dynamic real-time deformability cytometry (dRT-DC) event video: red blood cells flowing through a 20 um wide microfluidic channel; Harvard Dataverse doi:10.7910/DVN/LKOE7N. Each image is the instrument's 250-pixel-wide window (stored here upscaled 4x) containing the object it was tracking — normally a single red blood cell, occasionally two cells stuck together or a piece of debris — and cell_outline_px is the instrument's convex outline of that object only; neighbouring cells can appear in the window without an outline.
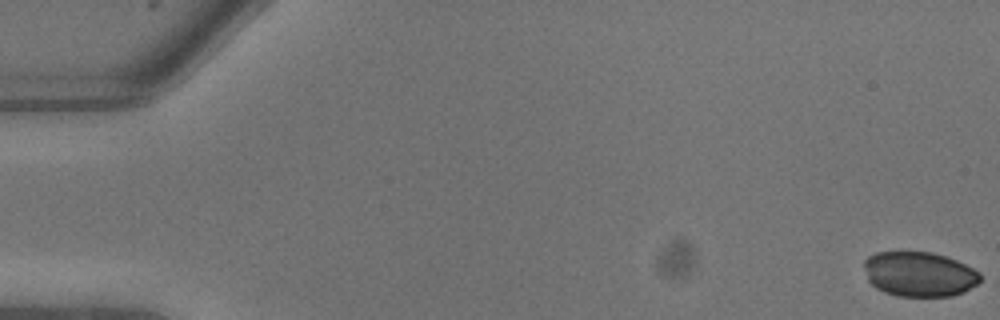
{"species": "common noctule bat (a hibernating species)", "species_latin": "Nyctalus noctula", "temperature_condition": "warm", "stored_images_in_passage": 12, "camera_frame_rate_fps": 3000, "um_per_image_px": 0.085, "animal": {"sex": "male", "body_mass_g": 13.3}, "frame": {"image": 1, "passage_image": 1, "time_ms": 0.0, "image_size_px": [1000, 320], "cell_outline_px": [[980, 280], [976, 284], [964, 292], [952, 296], [896, 296], [884, 292], [876, 288], [868, 280], [864, 268], [864, 260], [868, 256], [876, 252], [932, 252], [956, 260], [980, 272]], "centroid_in_image_um": [78.12, 23.3], "position_along_channel_um": 6.9, "area_um2": 30.35}}
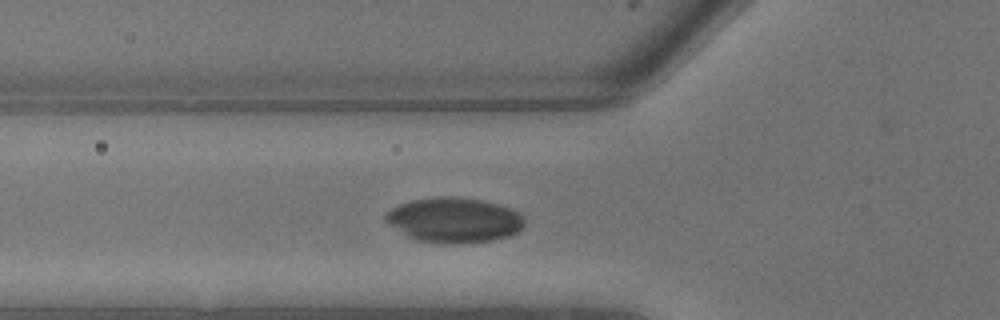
{"frame": {"image": 2, "passage_image": 9, "time_ms": 2.667, "image_size_px": [1000, 320], "cell_outline_px": [[524, 228], [520, 232], [508, 236], [492, 240], [468, 244], [440, 244], [416, 240], [408, 236], [388, 224], [384, 220], [384, 216], [392, 208], [400, 204], [412, 200], [440, 196], [456, 196], [484, 200], [500, 204], [512, 208], [520, 212], [524, 216]], "centroid_in_image_um": [38.66, 18.71], "position_along_channel_um": 87.1, "area_um2": 37.17}}
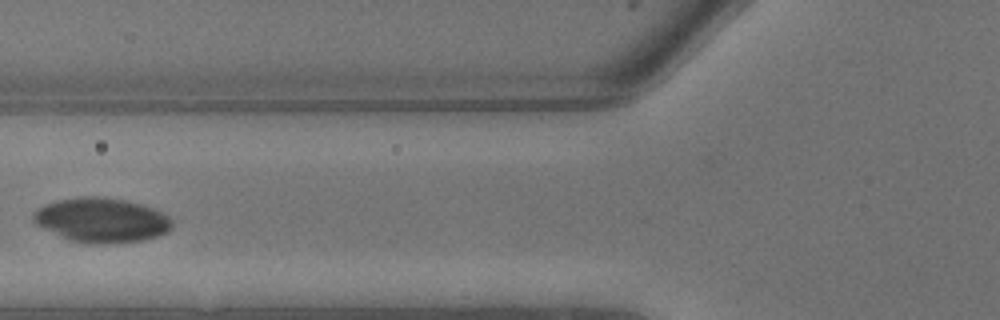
{"frame": {"image": 3, "passage_image": 10, "time_ms": 3.0, "image_size_px": [1000, 320], "cell_outline_px": [[172, 228], [168, 232], [156, 236], [140, 240], [108, 244], [88, 244], [68, 240], [36, 224], [32, 220], [32, 212], [36, 208], [44, 204], [56, 200], [84, 196], [96, 196], [124, 200], [140, 204], [164, 212], [172, 220]], "centroid_in_image_um": [8.6, 18.71], "position_along_channel_um": 117.2, "area_um2": 36.18}}